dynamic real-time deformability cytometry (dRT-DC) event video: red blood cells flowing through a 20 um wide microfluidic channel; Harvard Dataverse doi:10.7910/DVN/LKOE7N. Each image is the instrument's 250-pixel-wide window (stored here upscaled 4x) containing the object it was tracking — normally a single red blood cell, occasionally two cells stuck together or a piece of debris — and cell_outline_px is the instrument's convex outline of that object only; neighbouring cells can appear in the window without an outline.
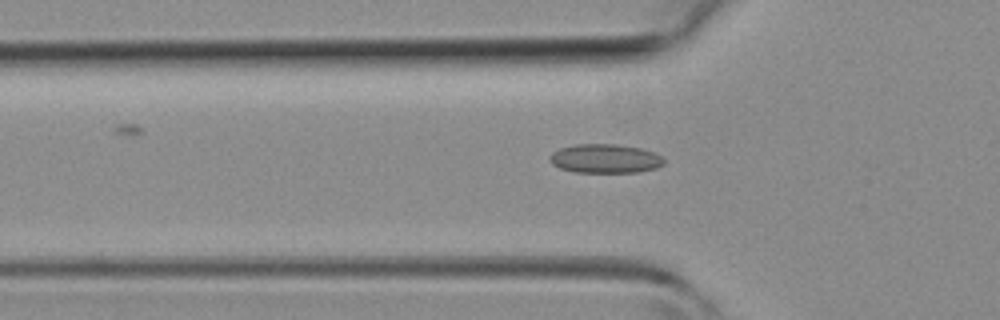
{"species": "common noctule bat (a hibernating species)", "species_latin": "Nyctalus noctula", "temperature_condition": "room temperature", "stored_images_in_passage": 17, "camera_frame_rate_fps": 3000, "um_per_image_px": 0.085, "animal": {"sex": "female", "body_mass_g": 19.3, "forearm_length_mm": 54.1}, "frame": {"image": 1, "passage_image": 12, "time_ms": 3.667, "image_size_px": [1000, 320], "cell_outline_px": [[664, 164], [656, 168], [640, 172], [572, 172], [560, 168], [552, 164], [548, 160], [548, 156], [552, 152], [560, 148], [576, 144], [616, 144], [640, 148], [656, 152], [664, 160]], "centroid_in_image_um": [51.42, 13.48], "position_along_channel_um": 74.4, "area_um2": 19.48}}
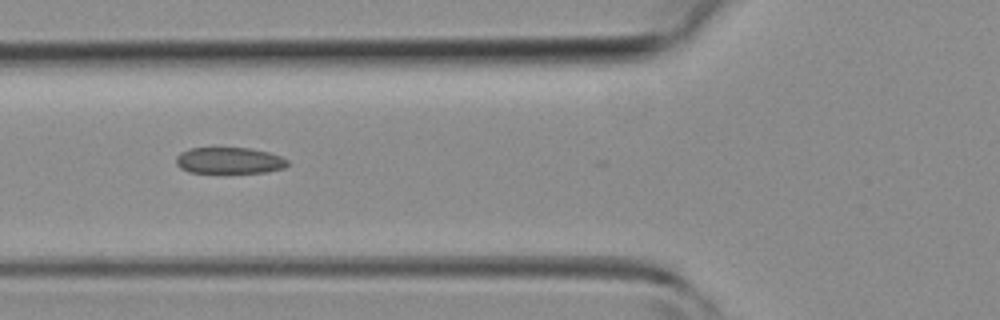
{"frame": {"image": 2, "passage_image": 14, "time_ms": 4.333, "image_size_px": [1000, 320], "cell_outline_px": [[288, 164], [284, 168], [268, 172], [188, 172], [180, 168], [176, 164], [176, 156], [180, 152], [192, 148], [248, 148], [268, 152], [280, 156], [288, 160]], "centroid_in_image_um": [19.48, 13.64], "position_along_channel_um": 106.3, "area_um2": 16.99}}
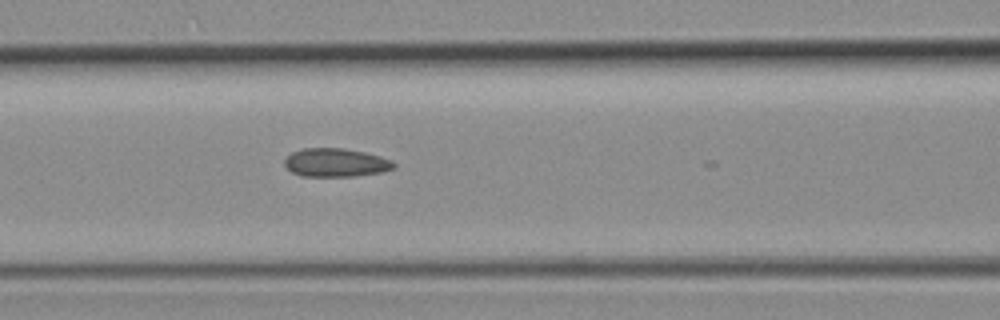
{"frame": {"image": 3, "passage_image": 16, "time_ms": 5.0, "image_size_px": [1000, 320], "cell_outline_px": [[396, 168], [380, 172], [356, 176], [300, 176], [292, 172], [284, 164], [284, 160], [292, 152], [304, 148], [344, 148], [364, 152], [380, 156], [392, 160], [396, 164]], "centroid_in_image_um": [28.56, 13.82], "position_along_channel_um": 138.0, "area_um2": 18.15}}